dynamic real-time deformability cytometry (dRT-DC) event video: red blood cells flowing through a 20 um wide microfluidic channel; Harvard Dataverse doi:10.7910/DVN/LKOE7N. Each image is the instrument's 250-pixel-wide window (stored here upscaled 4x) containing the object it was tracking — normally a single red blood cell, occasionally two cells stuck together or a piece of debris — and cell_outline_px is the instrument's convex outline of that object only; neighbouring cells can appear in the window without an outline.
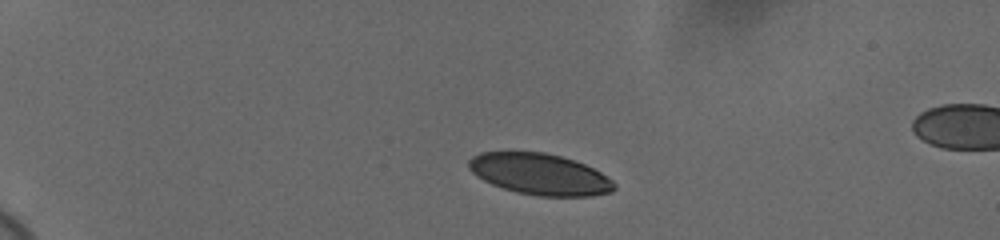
{"species": "human", "species_latin": "Homo sapiens", "temperature_condition": "cold", "stored_images_in_passage": 45, "camera_frame_rate_fps": 3000, "um_per_image_px": 0.085, "donor": {"sex": "female"}, "frame": {"image": 1, "passage_image": 1, "time_ms": 0.0, "image_size_px": [1000, 240], "cell_outline_px": [[616, 188], [612, 192], [592, 196], [536, 196], [516, 192], [492, 184], [476, 176], [468, 168], [468, 160], [472, 156], [480, 152], [544, 152], [560, 156], [584, 164], [600, 172], [612, 180], [616, 184]], "centroid_in_image_um": [45.87, 14.81], "position_along_channel_um": 39.1, "area_um2": 34.97}}
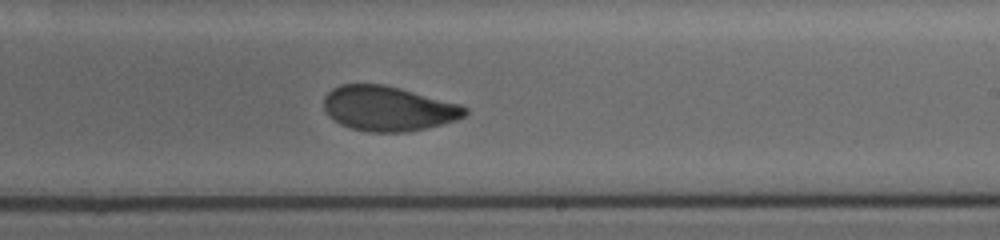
{"frame": {"image": 2, "passage_image": 25, "time_ms": 8.0, "image_size_px": [1000, 240], "cell_outline_px": [[468, 112], [464, 116], [456, 120], [408, 132], [368, 132], [352, 128], [340, 124], [328, 116], [324, 108], [324, 96], [332, 88], [340, 84], [384, 84], [400, 88], [460, 104], [468, 108]], "centroid_in_image_um": [32.97, 9.22], "position_along_channel_um": 256.0, "area_um2": 36.88}}
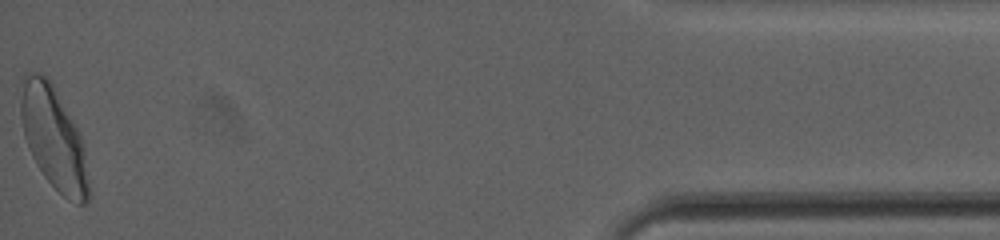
{"frame": {"image": 3, "passage_image": 45, "time_ms": 14.667, "image_size_px": [1000, 240], "cell_outline_px": [[92, 196], [84, 204], [80, 204], [68, 200], [44, 176], [36, 164], [32, 156], [24, 136], [20, 116], [20, 80], [24, 72], [36, 72], [48, 76], [80, 132], [84, 144]], "centroid_in_image_um": [4.57, 11.72], "position_along_channel_um": 430.6, "area_um2": 41.38}, "authors_computed_cell_mechanics": {"area_um2": 37.6278, "velocity_mm_per_s": 3.6558, "shape_relaxation_time_tau1_ms": 5.1858, "shape_relaxation_time_tau2_ms": 1.3562, "deformation_change_tau1": 0.1453, "deformation_change_tau2": 0.0626}}